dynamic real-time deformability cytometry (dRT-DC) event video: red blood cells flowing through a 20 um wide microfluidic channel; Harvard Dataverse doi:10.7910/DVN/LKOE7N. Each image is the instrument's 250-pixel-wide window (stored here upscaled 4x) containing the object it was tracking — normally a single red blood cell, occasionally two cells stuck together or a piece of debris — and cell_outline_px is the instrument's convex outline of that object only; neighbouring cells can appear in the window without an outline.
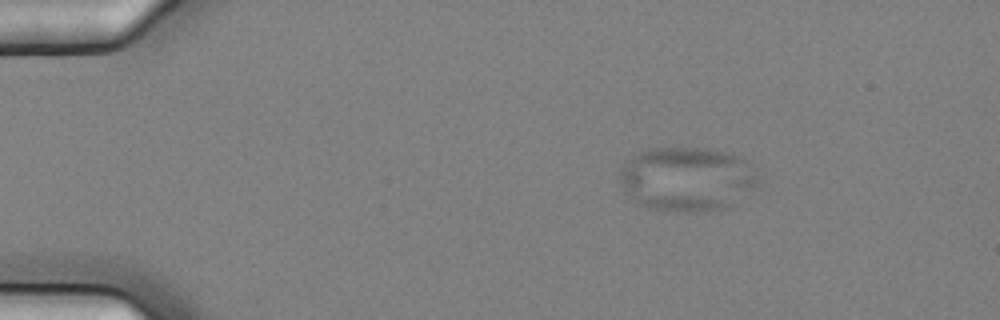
{"species": "common noctule bat (a hibernating species)", "species_latin": "Nyctalus noctula", "temperature_condition": "cold", "stored_images_in_passage": 3, "camera_frame_rate_fps": 3000, "um_per_image_px": 0.085, "animal": {"sex": "female", "body_mass_g": 25.1}, "frame": {"image": 1, "passage_image": 1, "time_ms": 0.0, "image_size_px": [1000, 320], "cell_outline_px": [[760, 184], [732, 204], [724, 208], [708, 212], [676, 212], [648, 208], [640, 204], [624, 188], [620, 180], [620, 168], [632, 156], [640, 152], [652, 148], [708, 148], [728, 152], [744, 156], [748, 160], [760, 176]], "centroid_in_image_um": [58.48, 15.21], "position_along_channel_um": 26.5, "area_um2": 52.37}}